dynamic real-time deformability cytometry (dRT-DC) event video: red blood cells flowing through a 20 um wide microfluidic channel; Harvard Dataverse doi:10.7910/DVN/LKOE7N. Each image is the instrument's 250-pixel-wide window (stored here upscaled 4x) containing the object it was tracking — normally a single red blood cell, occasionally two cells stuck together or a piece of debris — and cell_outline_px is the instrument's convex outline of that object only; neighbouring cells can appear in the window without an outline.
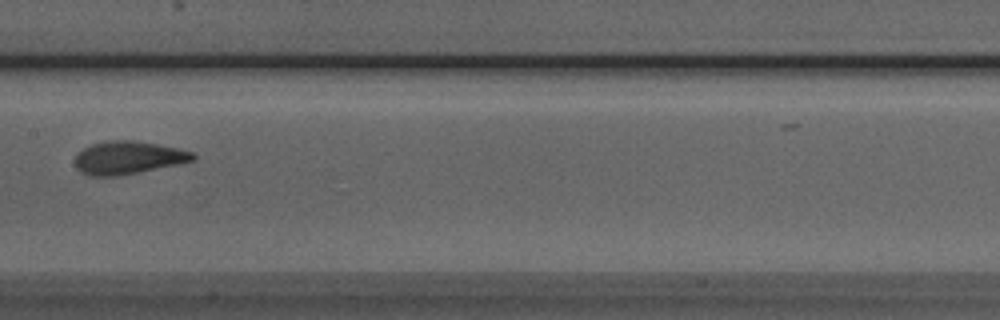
{"species": "Egyptian fruit bat (a non-hibernating species)", "species_latin": "Rousettus aegyptiacus", "temperature_condition": "room temperature", "stored_images_in_passage": 7, "camera_frame_rate_fps": 3000, "um_per_image_px": 0.085, "animal": {"sex": "male"}, "frame": {"image": 1, "passage_image": 7, "time_ms": 7.0, "image_size_px": [1000, 320], "cell_outline_px": [[196, 160], [180, 164], [116, 176], [92, 176], [80, 172], [76, 168], [76, 152], [92, 144], [112, 140], [132, 140], [156, 144], [176, 148], [192, 152], [196, 156]], "centroid_in_image_um": [10.88, 13.41], "position_along_channel_um": 196.5, "area_um2": 22.48}}